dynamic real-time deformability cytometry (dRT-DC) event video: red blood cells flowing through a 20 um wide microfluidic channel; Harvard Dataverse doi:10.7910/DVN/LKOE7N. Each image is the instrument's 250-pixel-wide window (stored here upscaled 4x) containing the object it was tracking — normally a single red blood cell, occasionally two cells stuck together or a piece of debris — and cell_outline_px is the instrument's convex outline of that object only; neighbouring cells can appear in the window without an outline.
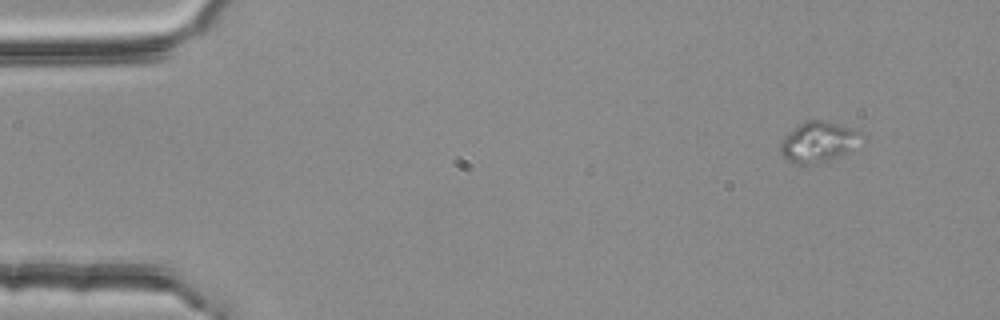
{"species": "common noctule bat (a hibernating species)", "species_latin": "Nyctalus noctula", "temperature_condition": "room temperature", "stored_images_in_passage": 5, "camera_frame_rate_fps": 3000, "um_per_image_px": 0.085, "animal": {"sex": "female", "body_mass_g": 25.1}, "frame": {"image": 1, "passage_image": 5, "time_ms": 1.333, "image_size_px": [1000, 320], "cell_outline_px": [[868, 140], [852, 152], [816, 164], [800, 164], [788, 160], [780, 152], [780, 140], [784, 136], [800, 124], [808, 120], [824, 120], [852, 128], [864, 132]], "centroid_in_image_um": [69.7, 12.06], "position_along_channel_um": 15.3, "area_um2": 19.77}}